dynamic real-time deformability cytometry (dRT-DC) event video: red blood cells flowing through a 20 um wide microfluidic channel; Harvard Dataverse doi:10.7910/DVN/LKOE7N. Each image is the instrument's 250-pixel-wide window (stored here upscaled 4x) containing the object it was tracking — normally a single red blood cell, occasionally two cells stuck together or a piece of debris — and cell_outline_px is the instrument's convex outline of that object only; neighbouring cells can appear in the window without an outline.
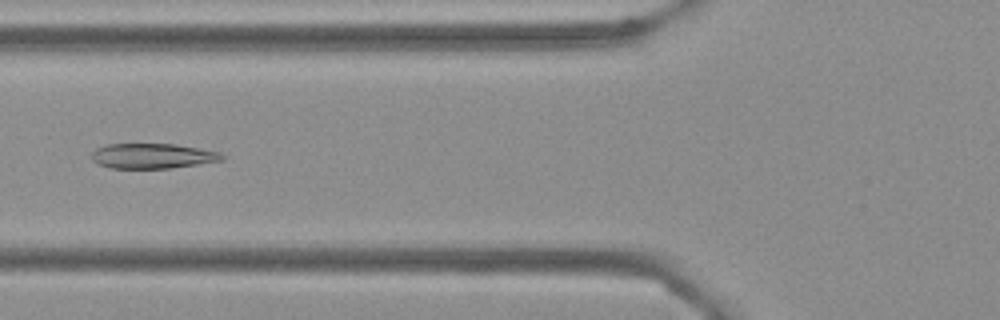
{"species": "Egyptian fruit bat (a non-hibernating species)", "species_latin": "Rousettus aegyptiacus", "temperature_condition": "cold", "stored_images_in_passage": 5, "camera_frame_rate_fps": 3000, "um_per_image_px": 0.085, "frame": {"image": 1, "passage_image": 5, "time_ms": 1.333, "image_size_px": [1000, 320], "cell_outline_px": [[228, 156], [224, 160], [172, 168], [112, 168], [96, 164], [92, 160], [92, 152], [96, 148], [108, 144], [176, 144], [220, 152]], "centroid_in_image_um": [12.99, 13.26], "position_along_channel_um": 112.8, "area_um2": 19.19}}